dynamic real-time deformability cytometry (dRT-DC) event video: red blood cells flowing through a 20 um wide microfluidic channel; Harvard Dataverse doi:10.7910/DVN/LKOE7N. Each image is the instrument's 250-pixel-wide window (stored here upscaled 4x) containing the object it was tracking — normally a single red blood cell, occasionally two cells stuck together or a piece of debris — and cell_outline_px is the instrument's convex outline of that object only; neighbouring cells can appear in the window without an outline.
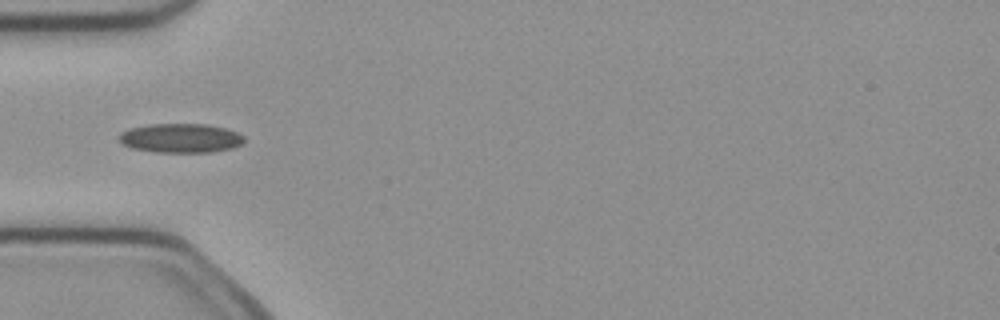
{"species": "common noctule bat (a hibernating species)", "species_latin": "Nyctalus noctula", "temperature_condition": "cold", "stored_images_in_passage": 5, "camera_frame_rate_fps": 3000, "um_per_image_px": 0.085, "animal": {"sex": "female", "body_mass_g": 21.9}, "frame": {"image": 1, "passage_image": 4, "time_ms": 1.0, "image_size_px": [1000, 320], "cell_outline_px": [[244, 140], [240, 144], [232, 148], [212, 152], [156, 152], [132, 148], [120, 144], [116, 140], [120, 132], [128, 128], [148, 124], [208, 124], [224, 128], [236, 132], [244, 136]], "centroid_in_image_um": [15.28, 11.73], "position_along_channel_um": 69.7, "area_um2": 21.5}}